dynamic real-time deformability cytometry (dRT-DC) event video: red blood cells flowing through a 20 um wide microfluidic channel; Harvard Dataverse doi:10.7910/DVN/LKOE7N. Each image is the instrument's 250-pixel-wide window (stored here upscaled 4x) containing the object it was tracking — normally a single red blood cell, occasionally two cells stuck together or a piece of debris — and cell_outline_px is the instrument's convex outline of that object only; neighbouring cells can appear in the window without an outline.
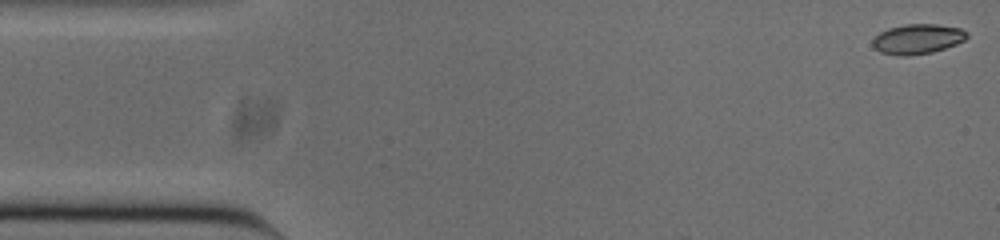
{"species": "common noctule bat (a hibernating species)", "species_latin": "Nyctalus noctula", "temperature_condition": "cold", "stored_images_in_passage": 52, "camera_frame_rate_fps": 3000, "um_per_image_px": 0.085, "animal": {"sex": "male", "body_mass_g": 20.0, "forearm_length_mm": 53.3}, "frame": {"image": 1, "passage_image": 1, "time_ms": 0.0, "image_size_px": [1000, 240], "cell_outline_px": [[968, 36], [964, 40], [956, 44], [932, 52], [908, 56], [900, 56], [880, 52], [872, 44], [872, 40], [880, 32], [888, 28], [904, 24], [936, 24], [960, 28], [968, 32]], "centroid_in_image_um": [77.99, 3.31], "position_along_channel_um": 7.0, "area_um2": 16.42}}
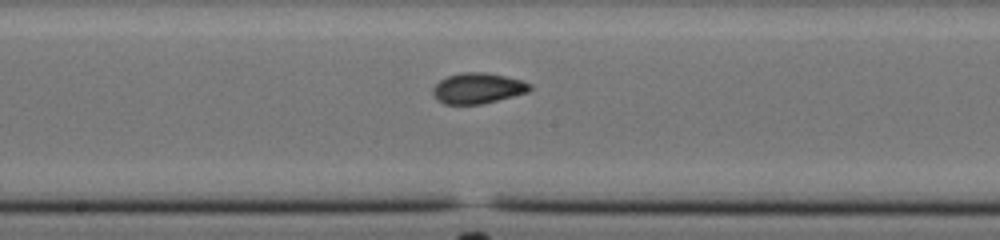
{"frame": {"image": 2, "passage_image": 26, "time_ms": 8.333, "image_size_px": [1000, 240], "cell_outline_px": [[532, 88], [528, 92], [480, 104], [444, 104], [436, 100], [432, 92], [432, 88], [440, 80], [448, 76], [460, 72], [484, 72], [504, 76], [520, 80], [532, 84]], "centroid_in_image_um": [40.58, 7.5], "position_along_channel_um": 207.6, "area_um2": 17.22}}
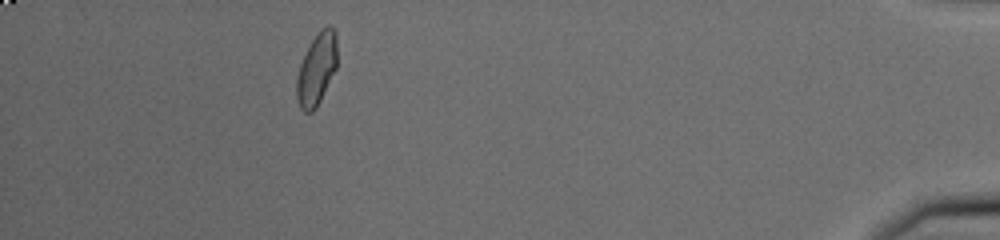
{"frame": {"image": 3, "passage_image": 47, "time_ms": 15.333, "image_size_px": [1000, 240], "cell_outline_px": [[336, 68], [316, 108], [312, 112], [304, 112], [300, 108], [296, 96], [296, 80], [300, 64], [312, 40], [320, 28], [328, 24], [336, 32]], "centroid_in_image_um": [26.91, 5.87], "position_along_channel_um": 408.3, "area_um2": 16.82}, "authors_computed_cell_mechanics": {"area_um2": 16.762, "velocity_mm_per_s": 3.8308, "shape_relaxation_time_tau1_ms": 7.2013, "shape_relaxation_time_tau2_ms": 1.2782, "deformation_change_tau1": 0.1713, "deformation_change_tau2": 0.0573}}